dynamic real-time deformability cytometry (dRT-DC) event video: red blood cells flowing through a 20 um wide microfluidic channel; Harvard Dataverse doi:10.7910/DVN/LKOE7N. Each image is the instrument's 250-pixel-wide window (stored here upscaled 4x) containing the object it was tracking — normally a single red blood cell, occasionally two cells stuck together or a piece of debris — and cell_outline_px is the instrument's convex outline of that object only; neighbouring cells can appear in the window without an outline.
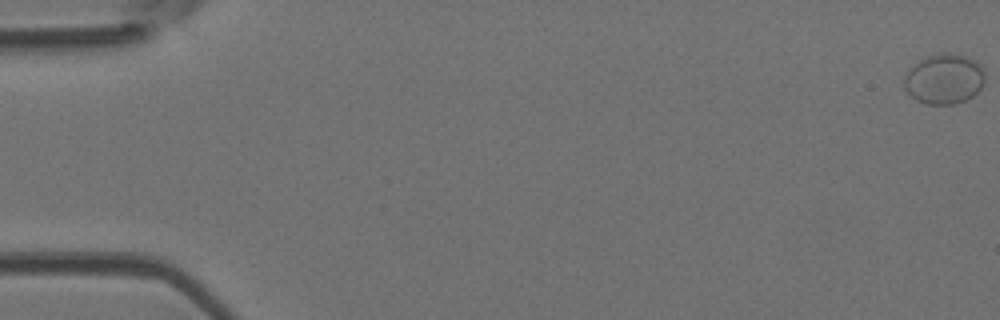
{"species": "Egyptian fruit bat (a non-hibernating species)", "species_latin": "Rousettus aegyptiacus", "temperature_condition": "room temperature", "stored_images_in_passage": 10, "camera_frame_rate_fps": 3000, "um_per_image_px": 0.085, "animal": {"sex": "female"}, "frame": {"image": 1, "passage_image": 1, "time_ms": 0.0, "image_size_px": [1000, 320], "cell_outline_px": [[984, 84], [972, 96], [956, 104], [928, 104], [916, 100], [904, 88], [904, 76], [908, 68], [920, 60], [928, 56], [940, 52], [944, 52], [964, 56], [976, 60], [984, 68]], "centroid_in_image_um": [80.25, 6.7], "position_along_channel_um": 4.8, "area_um2": 23.7}}